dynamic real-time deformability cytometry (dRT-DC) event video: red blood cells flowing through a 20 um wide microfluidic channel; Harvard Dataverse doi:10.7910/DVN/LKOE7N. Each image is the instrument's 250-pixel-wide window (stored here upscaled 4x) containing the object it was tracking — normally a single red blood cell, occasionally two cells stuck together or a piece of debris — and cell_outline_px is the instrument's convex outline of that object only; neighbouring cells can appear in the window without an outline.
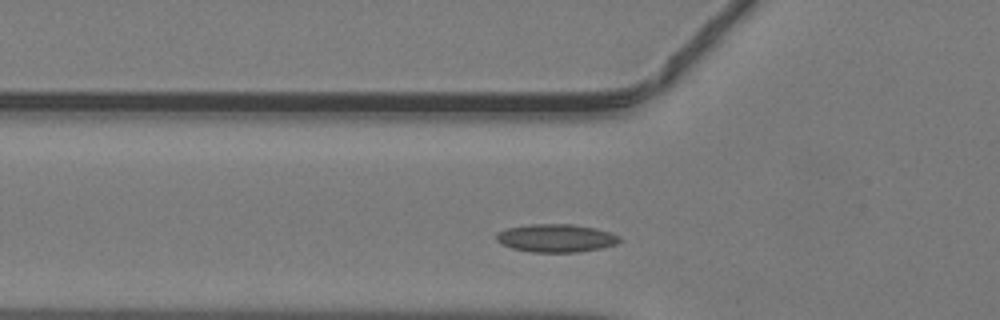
{"species": "common noctule bat (a hibernating species)", "species_latin": "Nyctalus noctula", "temperature_condition": "warm", "stored_images_in_passage": 38, "segment_of_instrument_passage": [1, 2], "camera_frame_rate_fps": 3000, "um_per_image_px": 0.085, "animal": {"sex": "male", "body_mass_g": 19.2, "forearm_length_mm": 51.8}, "frame": {"image": 1, "passage_image": 6, "time_ms": 1.667, "image_size_px": [1000, 320], "cell_outline_px": [[624, 240], [616, 244], [604, 248], [576, 252], [532, 252], [512, 248], [500, 244], [496, 240], [496, 232], [504, 228], [532, 224], [572, 224], [596, 228], [620, 236]], "centroid_in_image_um": [47.26, 20.24], "position_along_channel_um": 78.5, "area_um2": 20.4}}
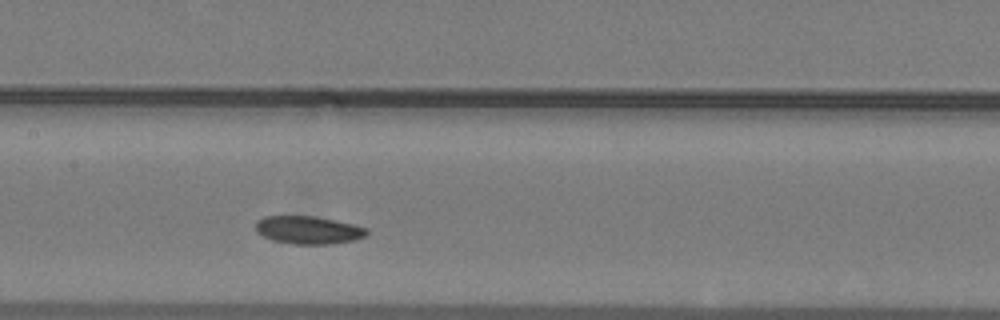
{"frame": {"image": 2, "passage_image": 13, "time_ms": 4.0, "image_size_px": [1000, 320], "cell_outline_px": [[368, 232], [364, 236], [352, 240], [332, 244], [292, 244], [272, 240], [256, 232], [256, 220], [264, 216], [312, 216], [336, 220], [368, 228]], "centroid_in_image_um": [26.18, 19.55], "position_along_channel_um": 181.2, "area_um2": 18.03}}
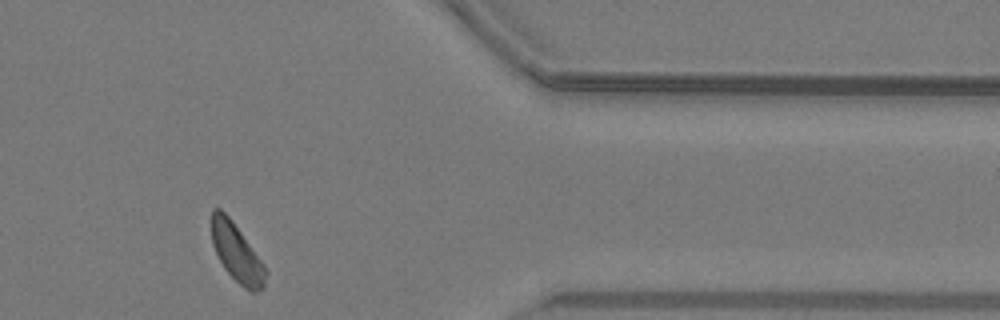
{"frame": {"image": 3, "passage_image": 29, "time_ms": 9.333, "image_size_px": [1000, 320], "cell_outline_px": [[268, 272], [264, 288], [256, 292], [252, 292], [244, 288], [224, 268], [212, 244], [212, 208], [220, 208], [232, 220], [264, 264]], "centroid_in_image_um": [20.15, 21.51], "position_along_channel_um": 391.3, "area_um2": 18.15}}